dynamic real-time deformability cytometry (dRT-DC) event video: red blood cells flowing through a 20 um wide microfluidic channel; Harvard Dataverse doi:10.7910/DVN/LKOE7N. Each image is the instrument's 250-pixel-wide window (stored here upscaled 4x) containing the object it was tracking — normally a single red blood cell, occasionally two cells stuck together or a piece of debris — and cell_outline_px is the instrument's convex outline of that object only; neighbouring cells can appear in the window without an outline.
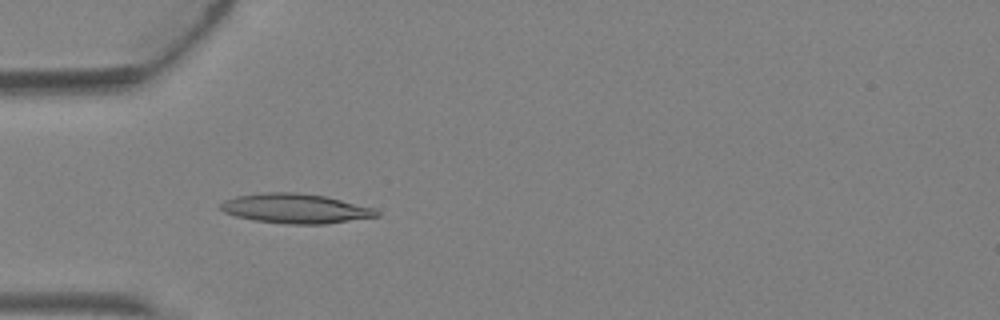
{"species": "Egyptian fruit bat (a non-hibernating species)", "species_latin": "Rousettus aegyptiacus", "temperature_condition": "warm", "stored_images_in_passage": 3, "camera_frame_rate_fps": 3000, "um_per_image_px": 0.085, "animal": {"sex": "female"}, "frame": {"image": 1, "passage_image": 3, "time_ms": 0.667, "image_size_px": [1000, 320], "cell_outline_px": [[380, 216], [324, 224], [288, 224], [256, 220], [236, 216], [224, 212], [220, 208], [220, 204], [224, 200], [236, 196], [264, 192], [296, 192], [324, 196], [376, 208], [380, 212]], "centroid_in_image_um": [25.13, 17.72], "position_along_channel_um": 59.9, "area_um2": 26.88}}